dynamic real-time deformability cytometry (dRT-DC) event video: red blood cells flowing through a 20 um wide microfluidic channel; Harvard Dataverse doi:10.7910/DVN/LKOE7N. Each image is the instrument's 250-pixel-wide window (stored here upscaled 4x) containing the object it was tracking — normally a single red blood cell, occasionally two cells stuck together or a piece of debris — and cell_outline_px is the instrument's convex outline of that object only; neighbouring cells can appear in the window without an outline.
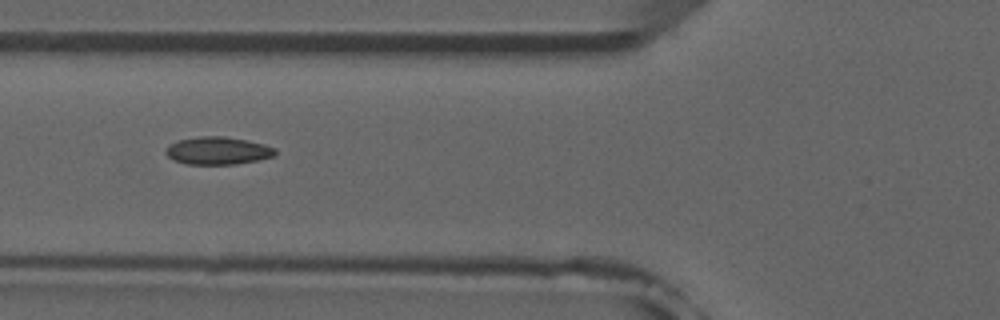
{"species": "common noctule bat (a hibernating species)", "species_latin": "Nyctalus noctula", "temperature_condition": "room temperature", "stored_images_in_passage": 7, "camera_frame_rate_fps": 3000, "um_per_image_px": 0.085, "animal": {"sex": "male", "forearm_length_mm": 52.5}, "frame": {"image": 1, "passage_image": 5, "time_ms": 5.333, "image_size_px": [1000, 320], "cell_outline_px": [[276, 156], [260, 160], [236, 164], [184, 164], [172, 160], [164, 152], [164, 148], [168, 144], [176, 140], [200, 136], [224, 136], [248, 140], [264, 144], [276, 148]], "centroid_in_image_um": [18.49, 12.81], "position_along_channel_um": 107.3, "area_um2": 18.09}}
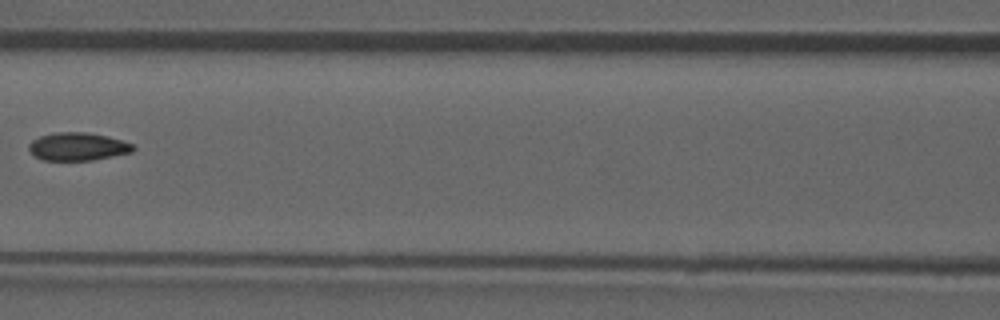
{"frame": {"image": 2, "passage_image": 6, "time_ms": 6.667, "image_size_px": [1000, 320], "cell_outline_px": [[136, 148], [132, 152], [92, 160], [44, 160], [36, 156], [28, 148], [28, 144], [32, 140], [40, 136], [56, 132], [88, 132], [108, 136], [132, 144]], "centroid_in_image_um": [6.61, 12.45], "position_along_channel_um": 160.0, "area_um2": 16.88}}